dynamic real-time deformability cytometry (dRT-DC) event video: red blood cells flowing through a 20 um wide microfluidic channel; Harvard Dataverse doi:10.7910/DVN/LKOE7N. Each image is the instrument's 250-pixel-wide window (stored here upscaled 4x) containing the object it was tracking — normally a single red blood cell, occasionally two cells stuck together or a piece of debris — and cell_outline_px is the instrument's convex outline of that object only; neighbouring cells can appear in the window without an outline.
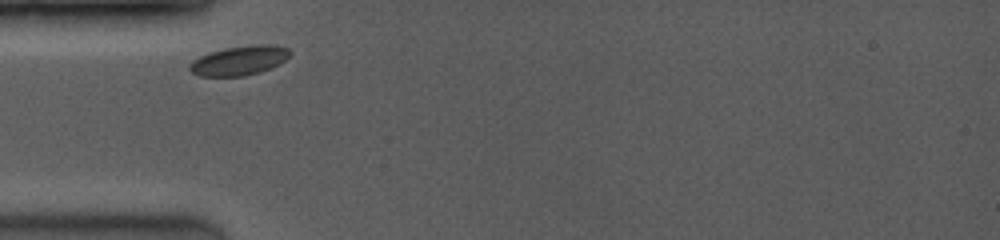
{"species": "common noctule bat (a hibernating species)", "species_latin": "Nyctalus noctula", "temperature_condition": "room temperature", "stored_images_in_passage": 2, "camera_frame_rate_fps": 3500, "um_per_image_px": 0.085, "animal": {"sex": "female", "body_mass_g": 19.0, "forearm_length_mm": 53.3}, "frame": {"image": 1, "passage_image": 1, "time_ms": 0.0, "image_size_px": [1000, 240], "cell_outline_px": [[292, 52], [280, 64], [272, 68], [260, 72], [244, 76], [200, 76], [192, 72], [188, 68], [188, 64], [192, 60], [208, 52], [224, 48], [256, 44], [276, 44], [288, 48]], "centroid_in_image_um": [20.35, 5.13], "position_along_channel_um": 64.7, "area_um2": 17.46}}
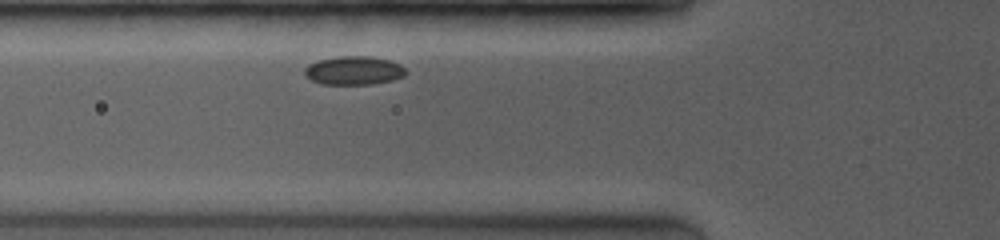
{"frame": {"image": 2, "passage_image": 2, "time_ms": 0.857, "image_size_px": [1000, 240], "cell_outline_px": [[408, 72], [404, 76], [392, 80], [372, 84], [320, 84], [304, 76], [304, 68], [308, 64], [320, 60], [340, 56], [372, 56], [388, 60], [400, 64]], "centroid_in_image_um": [30.07, 5.99], "position_along_channel_um": 95.7, "area_um2": 16.94}}